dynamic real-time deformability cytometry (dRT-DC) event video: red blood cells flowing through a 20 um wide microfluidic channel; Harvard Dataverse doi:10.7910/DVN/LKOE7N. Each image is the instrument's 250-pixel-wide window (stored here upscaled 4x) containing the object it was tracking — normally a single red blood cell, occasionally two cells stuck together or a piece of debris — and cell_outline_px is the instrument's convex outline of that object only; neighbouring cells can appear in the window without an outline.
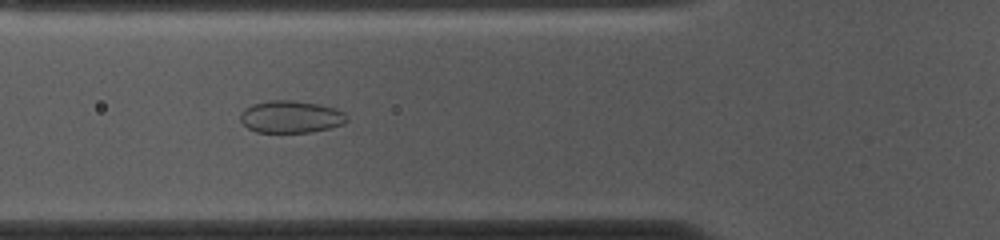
{"species": "common noctule bat (a hibernating species)", "species_latin": "Nyctalus noctula", "temperature_condition": "cold", "stored_images_in_passage": 53, "camera_frame_rate_fps": 3000, "um_per_image_px": 0.085, "animal": {"sex": "female", "body_mass_g": 10.0, "forearm_length_mm": 53.1}, "frame": {"image": 1, "passage_image": 18, "time_ms": 5.667, "image_size_px": [1000, 240], "cell_outline_px": [[348, 120], [344, 124], [312, 132], [256, 132], [248, 128], [240, 120], [240, 112], [244, 108], [252, 104], [268, 100], [292, 100], [320, 104], [336, 108], [344, 112], [348, 116]], "centroid_in_image_um": [24.73, 9.92], "position_along_channel_um": 101.1, "area_um2": 20.23}}
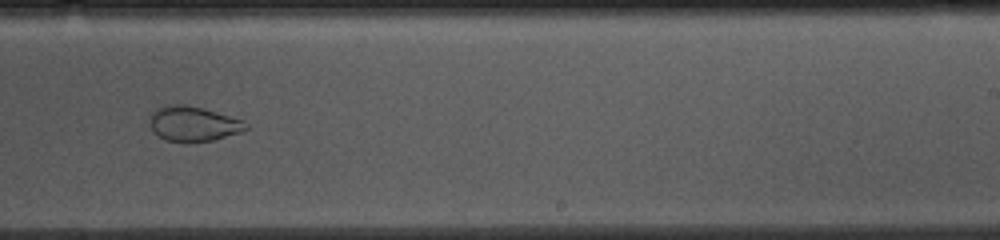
{"frame": {"image": 2, "passage_image": 32, "time_ms": 10.333, "image_size_px": [1000, 240], "cell_outline_px": [[248, 128], [244, 132], [212, 140], [188, 144], [164, 140], [152, 132], [152, 112], [156, 108], [164, 104], [184, 104], [204, 108], [244, 120], [248, 124]], "centroid_in_image_um": [16.46, 10.54], "position_along_channel_um": 272.5, "area_um2": 20.11}}
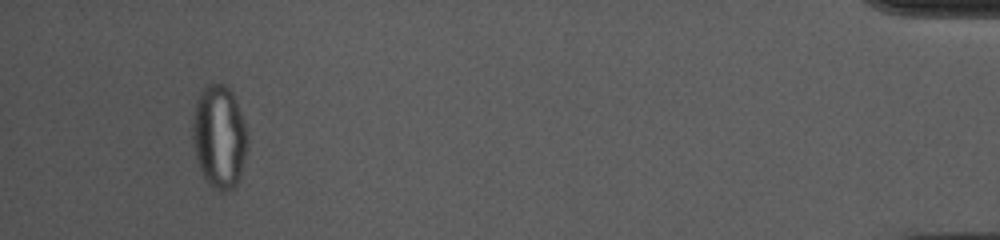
{"frame": {"image": 3, "passage_image": 50, "time_ms": 16.333, "image_size_px": [1000, 240], "cell_outline_px": [[248, 144], [240, 180], [228, 192], [220, 192], [208, 184], [204, 180], [200, 172], [192, 140], [192, 116], [196, 100], [200, 92], [208, 84], [224, 84], [232, 92], [248, 132]], "centroid_in_image_um": [18.63, 11.67], "position_along_channel_um": 416.6, "area_um2": 33.52}}